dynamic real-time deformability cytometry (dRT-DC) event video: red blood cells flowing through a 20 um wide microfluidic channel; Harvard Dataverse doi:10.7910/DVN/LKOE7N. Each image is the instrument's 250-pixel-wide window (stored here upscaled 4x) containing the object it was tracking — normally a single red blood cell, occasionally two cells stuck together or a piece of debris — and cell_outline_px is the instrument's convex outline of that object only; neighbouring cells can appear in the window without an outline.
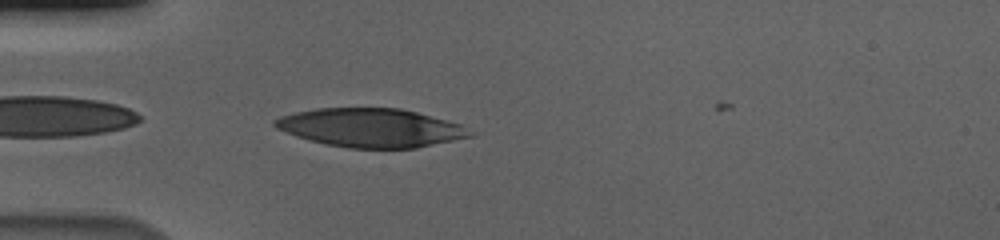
{"species": "human", "species_latin": "Homo sapiens", "temperature_condition": "cold", "stored_images_in_passage": 41, "camera_frame_rate_fps": 3000, "um_per_image_px": 0.085, "donor": {"sex": "male"}, "frame": {"image": 1, "passage_image": 1, "time_ms": 0.0, "image_size_px": [1000, 240], "cell_outline_px": [[476, 136], [416, 148], [348, 148], [328, 144], [296, 136], [276, 128], [272, 124], [272, 120], [280, 116], [296, 112], [316, 108], [400, 108], [416, 112], [460, 124]], "centroid_in_image_um": [31.51, 10.86], "position_along_channel_um": 53.5, "area_um2": 43.75}}
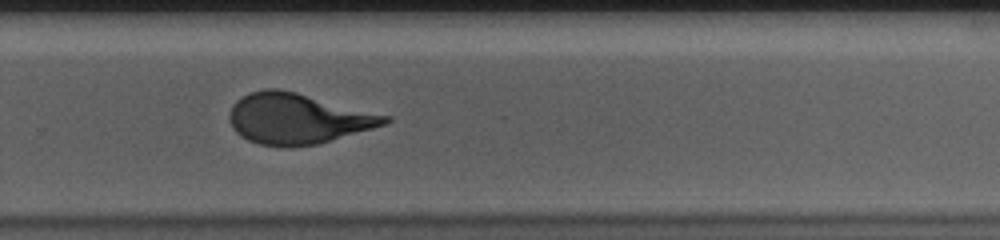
{"frame": {"image": 2, "passage_image": 23, "time_ms": 7.333, "image_size_px": [1000, 240], "cell_outline_px": [[392, 120], [388, 124], [316, 144], [292, 148], [284, 148], [260, 144], [248, 140], [240, 136], [232, 128], [228, 120], [228, 116], [232, 104], [236, 100], [252, 92], [268, 88], [276, 88], [296, 92], [392, 116]], "centroid_in_image_um": [25.3, 10.09], "position_along_channel_um": 304.5, "area_um2": 46.07}}
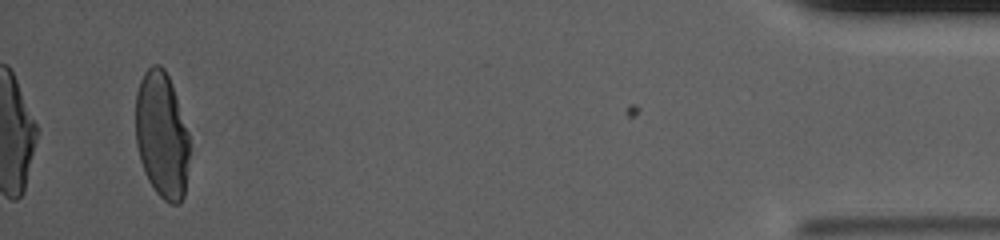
{"frame": {"image": 3, "passage_image": 39, "time_ms": 12.667, "image_size_px": [1000, 240], "cell_outline_px": [[188, 160], [184, 196], [180, 204], [172, 204], [164, 200], [156, 192], [148, 180], [144, 172], [140, 160], [136, 144], [136, 92], [140, 80], [144, 72], [152, 64], [160, 64], [164, 68], [168, 76], [188, 132]], "centroid_in_image_um": [13.73, 11.49], "position_along_channel_um": 421.5, "area_um2": 39.42}, "authors_computed_cell_mechanics": {"area_um2": 45.5464, "velocity_mm_per_s": 3.5753, "shape_relaxation_time_tau1_ms": 7.674, "shape_relaxation_time_tau2_ms": 1.0132, "deformation_change_tau1": 0.2472, "deformation_change_tau2": 0.0869}}